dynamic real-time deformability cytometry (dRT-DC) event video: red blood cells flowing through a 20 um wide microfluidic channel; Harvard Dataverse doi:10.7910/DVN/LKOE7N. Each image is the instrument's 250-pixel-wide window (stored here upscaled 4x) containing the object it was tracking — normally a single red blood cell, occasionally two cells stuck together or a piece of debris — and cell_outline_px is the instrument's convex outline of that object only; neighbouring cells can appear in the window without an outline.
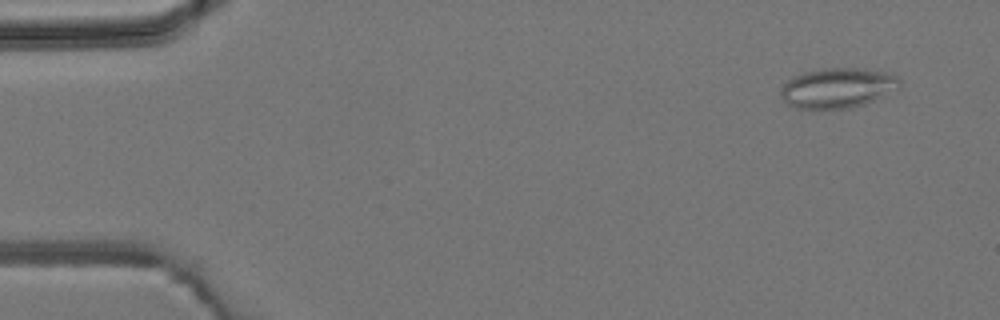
{"species": "common noctule bat (a hibernating species)", "species_latin": "Nyctalus noctula", "temperature_condition": "room temperature", "stored_images_in_passage": 5, "camera_frame_rate_fps": 3000, "um_per_image_px": 0.085, "animal": {"sex": "male", "body_mass_g": 19.2, "forearm_length_mm": 51.8}, "frame": {"image": 1, "passage_image": 2, "time_ms": 1.0, "image_size_px": [1000, 320], "cell_outline_px": [[900, 88], [864, 104], [852, 108], [812, 112], [796, 108], [788, 104], [780, 96], [780, 88], [792, 76], [804, 72], [820, 68], [856, 68], [884, 72], [900, 76]], "centroid_in_image_um": [71.14, 7.51], "position_along_channel_um": 13.9, "area_um2": 28.55}}